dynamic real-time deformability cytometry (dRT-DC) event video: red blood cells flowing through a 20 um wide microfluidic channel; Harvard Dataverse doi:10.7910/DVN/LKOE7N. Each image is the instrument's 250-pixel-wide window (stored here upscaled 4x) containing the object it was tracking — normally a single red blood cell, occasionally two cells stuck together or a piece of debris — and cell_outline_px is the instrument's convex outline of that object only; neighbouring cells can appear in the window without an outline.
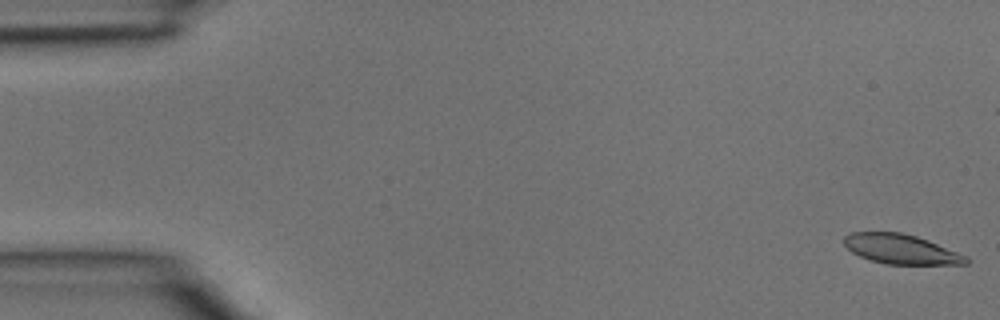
{"species": "common noctule bat (a hibernating species)", "species_latin": "Nyctalus noctula", "temperature_condition": "room temperature", "stored_images_in_passage": 5, "camera_frame_rate_fps": 3000, "um_per_image_px": 0.085, "animal": {"sex": "male", "body_mass_g": 15.6}, "frame": {"image": 1, "passage_image": 1, "time_ms": 0.0, "image_size_px": [1000, 320], "cell_outline_px": [[972, 260], [968, 264], [884, 264], [860, 256], [852, 252], [844, 244], [844, 236], [848, 232], [900, 232], [916, 236], [928, 240], [968, 256]], "centroid_in_image_um": [76.61, 21.17], "position_along_channel_um": 8.4, "area_um2": 21.15}}